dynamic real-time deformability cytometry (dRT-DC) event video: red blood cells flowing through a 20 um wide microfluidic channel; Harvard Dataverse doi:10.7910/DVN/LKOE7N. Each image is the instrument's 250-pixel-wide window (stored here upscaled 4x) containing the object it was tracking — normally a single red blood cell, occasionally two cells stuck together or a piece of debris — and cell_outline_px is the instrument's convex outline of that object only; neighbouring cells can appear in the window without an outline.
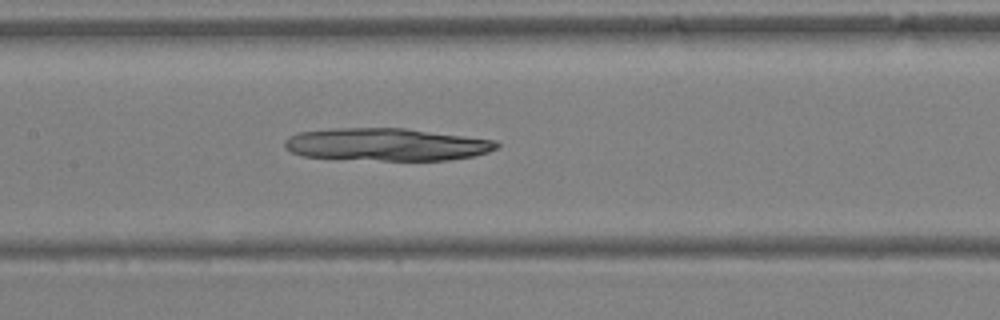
{"species": "Egyptian fruit bat (a non-hibernating species)", "species_latin": "Rousettus aegyptiacus", "temperature_condition": "warm", "stored_images_in_passage": 32, "camera_frame_rate_fps": 3000, "um_per_image_px": 0.085, "animal": {"sex": "female"}, "frame": {"image": 1, "passage_image": 11, "time_ms": 3.333, "image_size_px": [1000, 320], "cell_outline_px": [[500, 144], [496, 148], [488, 152], [472, 156], [448, 160], [380, 160], [304, 156], [292, 152], [284, 148], [284, 140], [288, 136], [300, 132], [332, 128], [404, 128], [496, 140]], "centroid_in_image_um": [32.84, 12.27], "position_along_channel_um": 174.6, "area_um2": 40.06}}
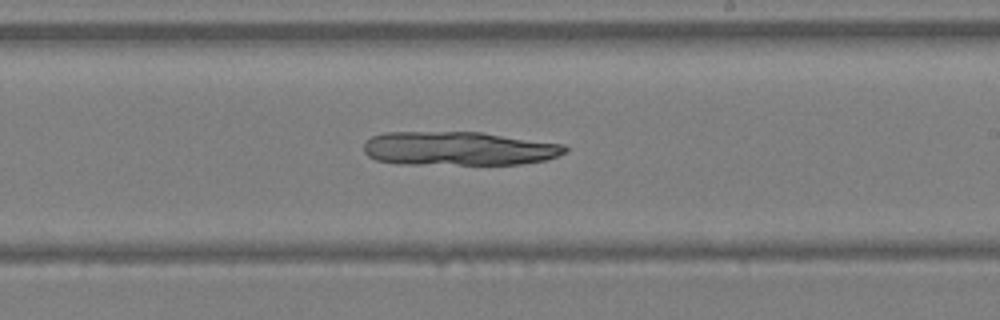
{"frame": {"image": 2, "passage_image": 16, "time_ms": 5.0, "image_size_px": [1000, 320], "cell_outline_px": [[568, 148], [564, 152], [556, 156], [544, 160], [520, 164], [404, 164], [376, 160], [368, 156], [364, 152], [364, 144], [372, 136], [384, 132], [480, 132], [564, 144]], "centroid_in_image_um": [38.96, 12.62], "position_along_channel_um": 250.0, "area_um2": 39.59}}
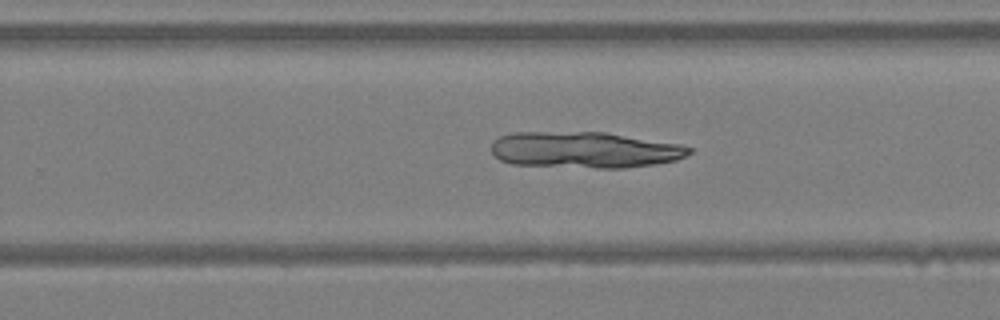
{"frame": {"image": 3, "passage_image": 18, "time_ms": 5.667, "image_size_px": [1000, 320], "cell_outline_px": [[692, 152], [676, 160], [656, 164], [624, 168], [596, 168], [512, 164], [500, 160], [492, 152], [492, 144], [500, 136], [512, 132], [604, 132], [680, 144], [692, 148]], "centroid_in_image_um": [49.7, 12.74], "position_along_channel_um": 280.1, "area_um2": 41.73}}